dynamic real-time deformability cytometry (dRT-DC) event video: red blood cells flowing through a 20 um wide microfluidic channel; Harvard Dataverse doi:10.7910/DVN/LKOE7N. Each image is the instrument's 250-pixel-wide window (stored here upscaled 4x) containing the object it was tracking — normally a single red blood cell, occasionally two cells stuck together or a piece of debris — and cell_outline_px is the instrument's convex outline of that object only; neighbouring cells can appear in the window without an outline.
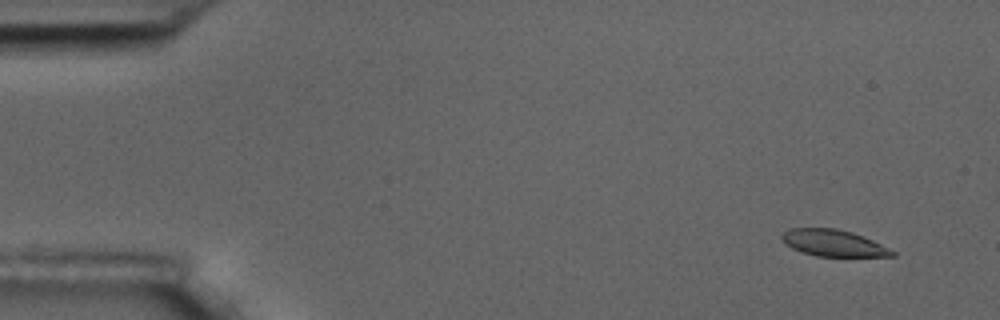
{"species": "common noctule bat (a hibernating species)", "species_latin": "Nyctalus noctula", "temperature_condition": "room temperature", "stored_images_in_passage": 6, "camera_frame_rate_fps": 3000, "um_per_image_px": 0.085, "animal": {"sex": "male", "body_mass_g": 17.5, "forearm_length_mm": 52.3}, "frame": {"image": 1, "passage_image": 2, "time_ms": 1.0, "image_size_px": [1000, 320], "cell_outline_px": [[896, 256], [816, 256], [800, 252], [784, 244], [780, 236], [788, 228], [836, 228], [852, 232], [864, 236], [896, 252]], "centroid_in_image_um": [70.79, 20.65], "position_along_channel_um": 14.2, "area_um2": 17.17}}